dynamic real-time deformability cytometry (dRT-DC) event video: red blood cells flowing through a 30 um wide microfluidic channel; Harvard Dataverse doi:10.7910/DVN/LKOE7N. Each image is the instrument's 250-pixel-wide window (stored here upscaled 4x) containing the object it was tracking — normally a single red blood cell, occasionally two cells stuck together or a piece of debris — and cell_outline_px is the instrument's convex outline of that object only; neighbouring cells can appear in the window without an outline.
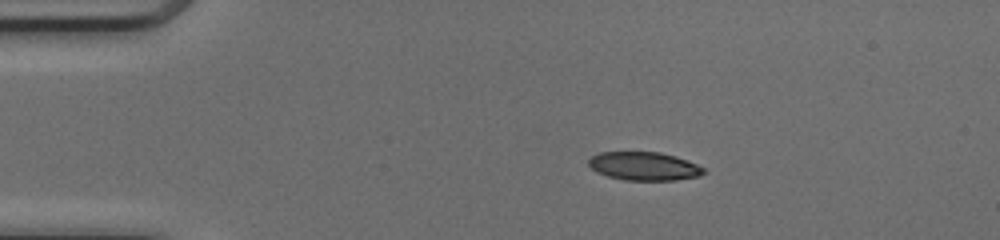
{"species": "common noctule bat (a hibernating species)", "species_latin": "Nyctalus noctula", "temperature_condition": "cold", "stored_images_in_passage": 49, "camera_frame_rate_fps": 3000, "um_per_image_px": 0.085, "animal": {"sex": "female", "body_mass_g": 17.0, "forearm_length_mm": 48.0}, "frame": {"image": 1, "passage_image": 9, "time_ms": 2.667, "image_size_px": [1000, 240], "cell_outline_px": [[704, 172], [700, 176], [676, 180], [624, 180], [608, 176], [596, 172], [588, 164], [588, 160], [592, 156], [600, 152], [660, 152], [676, 156], [696, 164], [704, 168]], "centroid_in_image_um": [54.73, 14.12], "position_along_channel_um": 30.3, "area_um2": 19.02}}
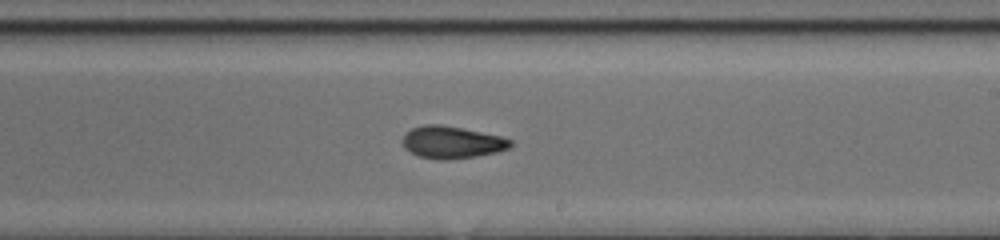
{"frame": {"image": 2, "passage_image": 29, "time_ms": 9.333, "image_size_px": [1000, 240], "cell_outline_px": [[512, 144], [508, 148], [496, 152], [476, 156], [444, 160], [440, 160], [416, 156], [404, 148], [400, 140], [404, 132], [412, 128], [424, 124], [440, 124], [500, 136], [512, 140]], "centroid_in_image_um": [38.32, 12.09], "position_along_channel_um": 250.7, "area_um2": 20.35}}
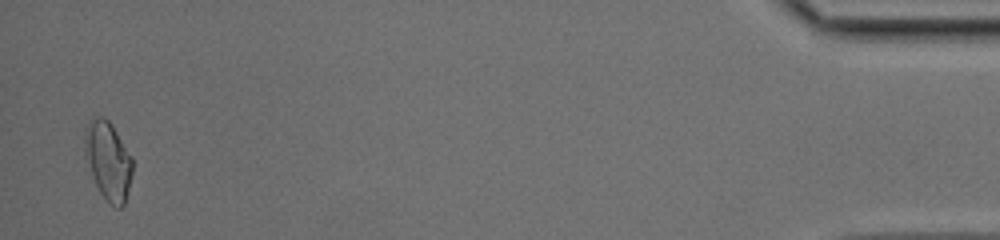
{"frame": {"image": 3, "passage_image": 48, "time_ms": 15.667, "image_size_px": [1000, 240], "cell_outline_px": [[132, 172], [124, 204], [120, 208], [116, 208], [100, 192], [92, 176], [84, 152], [84, 132], [88, 120], [92, 116], [100, 116], [108, 120], [112, 124], [132, 156]], "centroid_in_image_um": [9.17, 13.59], "position_along_channel_um": 426.0, "area_um2": 21.73}, "authors_computed_cell_mechanics": {"area_um2": 20.1722, "velocity_mm_per_s": 4.1844, "shape_relaxation_time_tau1_ms": 9.519, "shape_relaxation_time_tau2_ms": 2.6139, "deformation_change_tau1": 0.2533, "deformation_change_tau2": 0.0815}}